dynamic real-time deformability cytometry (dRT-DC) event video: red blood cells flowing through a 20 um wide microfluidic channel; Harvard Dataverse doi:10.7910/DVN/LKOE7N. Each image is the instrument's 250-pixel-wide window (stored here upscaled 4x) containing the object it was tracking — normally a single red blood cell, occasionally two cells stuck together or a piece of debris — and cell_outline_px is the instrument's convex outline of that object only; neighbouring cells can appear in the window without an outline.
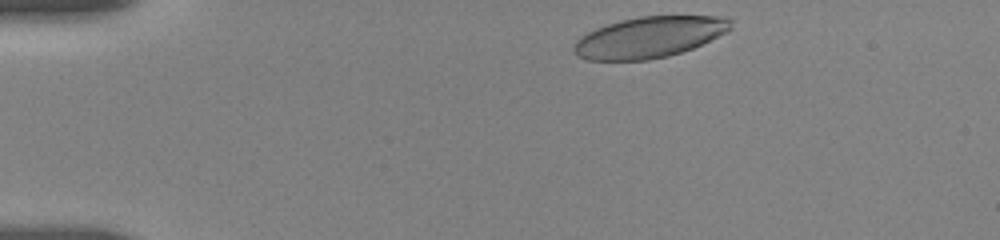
{"species": "human", "species_latin": "Homo sapiens", "temperature_condition": "room temperature", "stored_images_in_passage": 64, "camera_frame_rate_fps": 3000, "um_per_image_px": 0.085, "donor": {"sex": "female"}, "frame": {"image": 1, "passage_image": 1, "time_ms": 0.0, "image_size_px": [1000, 240], "cell_outline_px": [[732, 28], [728, 32], [692, 48], [668, 56], [648, 60], [588, 60], [576, 56], [572, 48], [576, 40], [580, 36], [596, 28], [620, 20], [640, 16], [728, 16], [732, 20]], "centroid_in_image_um": [55.2, 3.16], "position_along_channel_um": 29.8, "area_um2": 37.69}}
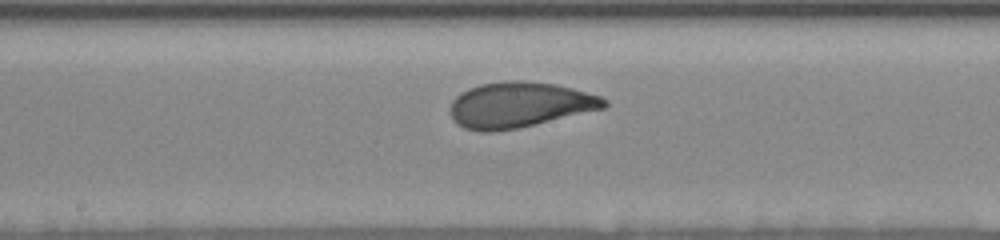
{"frame": {"image": 2, "passage_image": 29, "time_ms": 6.667, "image_size_px": [1000, 240], "cell_outline_px": [[608, 104], [604, 108], [516, 128], [492, 132], [480, 132], [464, 128], [456, 124], [452, 120], [448, 112], [448, 108], [452, 100], [460, 92], [468, 88], [480, 84], [508, 80], [524, 80], [556, 84], [572, 88], [600, 96], [608, 100]], "centroid_in_image_um": [44.07, 8.9], "position_along_channel_um": 204.1, "area_um2": 41.04}}
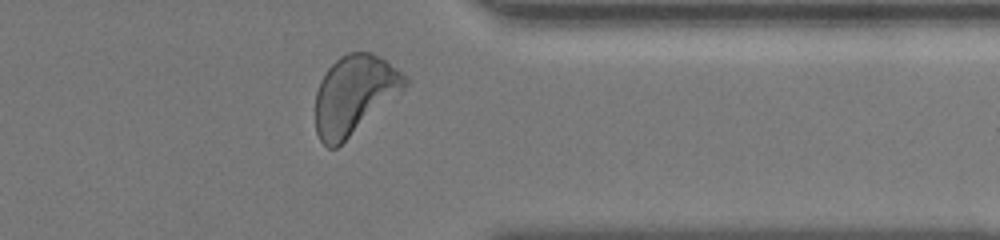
{"frame": {"image": 3, "passage_image": 56, "time_ms": 11.667, "image_size_px": [1000, 240], "cell_outline_px": [[408, 84], [400, 92], [336, 148], [328, 148], [320, 140], [316, 132], [316, 92], [320, 80], [324, 72], [340, 56], [348, 52], [372, 52], [380, 56], [408, 76]], "centroid_in_image_um": [30.1, 8.02], "position_along_channel_um": 381.3, "area_um2": 40.69}, "authors_computed_cell_mechanics": {"area_um2": 40.0554, "velocity_mm_per_s": 3.6308, "shape_relaxation_time_tau1_ms": 2.9919, "shape_relaxation_time_tau2_ms": null, "deformation_change_tau1": 0.1299, "deformation_change_tau2": null}}